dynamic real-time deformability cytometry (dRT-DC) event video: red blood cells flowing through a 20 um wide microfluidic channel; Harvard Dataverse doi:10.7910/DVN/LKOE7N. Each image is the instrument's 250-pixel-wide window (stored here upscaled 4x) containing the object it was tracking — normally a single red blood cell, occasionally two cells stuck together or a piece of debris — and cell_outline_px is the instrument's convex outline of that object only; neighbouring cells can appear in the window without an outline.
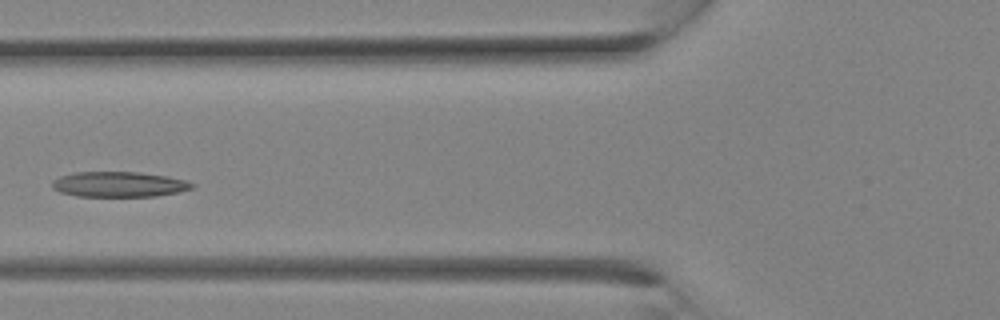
{"species": "Egyptian fruit bat (a non-hibernating species)", "species_latin": "Rousettus aegyptiacus", "temperature_condition": "room temperature", "stored_images_in_passage": 10, "camera_frame_rate_fps": 3000, "um_per_image_px": 0.085, "animal": {"sex": "female"}, "frame": {"image": 1, "passage_image": 9, "time_ms": 2.667, "image_size_px": [1000, 320], "cell_outline_px": [[196, 184], [192, 188], [180, 192], [156, 196], [76, 196], [60, 192], [52, 188], [52, 180], [60, 176], [76, 172], [140, 172], [168, 176], [184, 180]], "centroid_in_image_um": [10.12, 15.67], "position_along_channel_um": 115.7, "area_um2": 20.69}}